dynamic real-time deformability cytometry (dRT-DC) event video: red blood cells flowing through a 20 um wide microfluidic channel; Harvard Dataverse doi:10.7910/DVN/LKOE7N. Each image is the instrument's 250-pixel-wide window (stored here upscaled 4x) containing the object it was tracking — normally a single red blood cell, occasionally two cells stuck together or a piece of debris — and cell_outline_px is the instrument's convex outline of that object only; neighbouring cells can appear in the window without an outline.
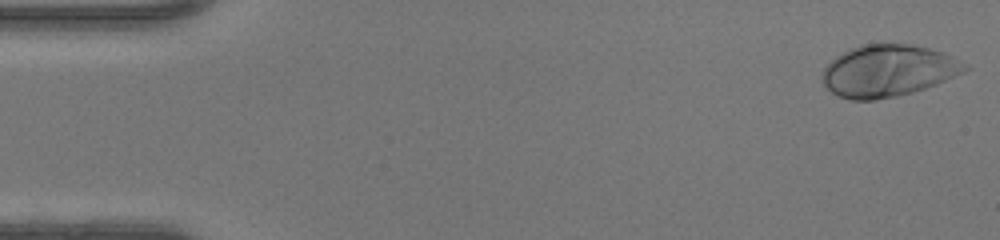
{"species": "human", "species_latin": "Homo sapiens", "temperature_condition": "warm", "stored_images_in_passage": 47, "camera_frame_rate_fps": 3000, "um_per_image_px": 0.085, "donor": {"sex": "female"}, "frame": {"image": 1, "passage_image": 1, "time_ms": 0.0, "image_size_px": [1000, 240], "cell_outline_px": [[972, 68], [964, 72], [936, 84], [912, 92], [896, 96], [876, 100], [852, 100], [836, 96], [820, 80], [820, 76], [824, 68], [836, 56], [860, 44], [908, 44], [928, 48], [944, 52], [968, 64]], "centroid_in_image_um": [75.49, 6.02], "position_along_channel_um": 9.5, "area_um2": 43.18}}
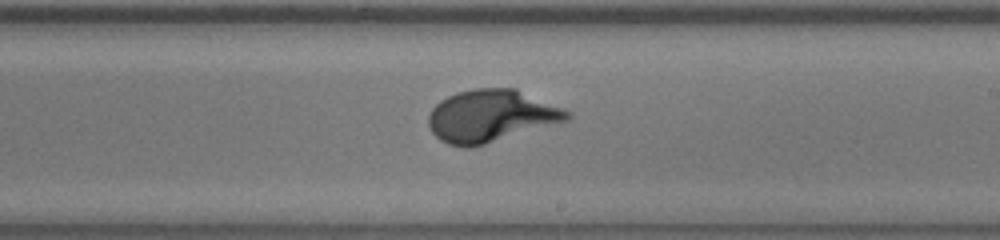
{"frame": {"image": 2, "passage_image": 27, "time_ms": 8.667, "image_size_px": [1000, 240], "cell_outline_px": [[572, 116], [568, 120], [472, 148], [464, 148], [448, 144], [440, 140], [432, 132], [428, 124], [428, 116], [432, 108], [440, 100], [456, 92], [476, 88], [516, 88], [572, 112]], "centroid_in_image_um": [41.73, 9.86], "position_along_channel_um": 247.3, "area_um2": 42.31}}
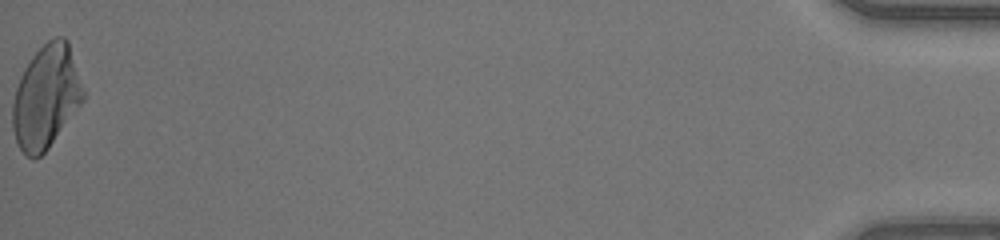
{"frame": {"image": 3, "passage_image": 47, "time_ms": 15.333, "image_size_px": [1000, 240], "cell_outline_px": [[84, 100], [48, 148], [40, 156], [32, 160], [20, 148], [16, 140], [12, 128], [12, 104], [16, 88], [20, 76], [24, 68], [32, 56], [48, 40], [56, 36], [64, 36], [68, 40], [84, 88]], "centroid_in_image_um": [3.92, 8.22], "position_along_channel_um": 431.3, "area_um2": 42.43}}